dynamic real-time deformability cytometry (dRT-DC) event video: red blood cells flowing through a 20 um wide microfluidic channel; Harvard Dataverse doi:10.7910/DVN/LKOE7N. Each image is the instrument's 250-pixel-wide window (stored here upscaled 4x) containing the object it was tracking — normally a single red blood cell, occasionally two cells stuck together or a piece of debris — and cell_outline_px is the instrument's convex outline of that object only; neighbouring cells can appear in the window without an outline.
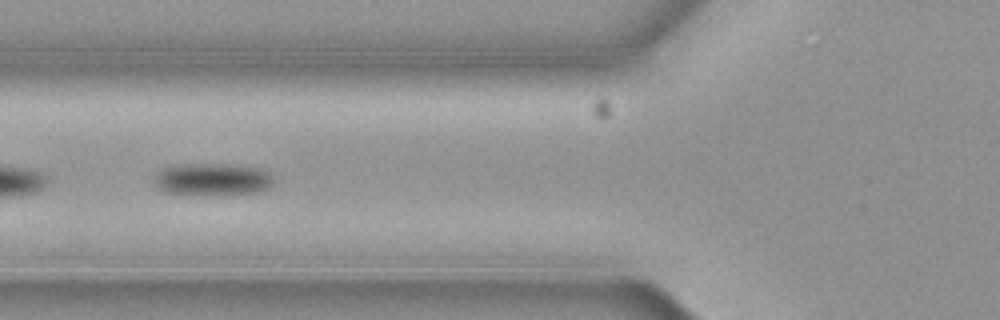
{"species": "common noctule bat (a hibernating species)", "species_latin": "Nyctalus noctula", "temperature_condition": "cold", "stored_images_in_passage": 9, "camera_frame_rate_fps": 3000, "um_per_image_px": 0.085, "animal": {"sex": "female", "body_mass_g": 19.3, "forearm_length_mm": 54.1}, "frame": {"image": 1, "passage_image": 4, "time_ms": 1.0, "image_size_px": [1000, 320], "cell_outline_px": [[272, 184], [268, 188], [260, 192], [224, 196], [164, 192], [156, 188], [152, 180], [164, 168], [180, 164], [228, 164], [260, 168], [268, 172], [272, 176]], "centroid_in_image_um": [18.07, 15.27], "position_along_channel_um": 107.7, "area_um2": 22.83}}
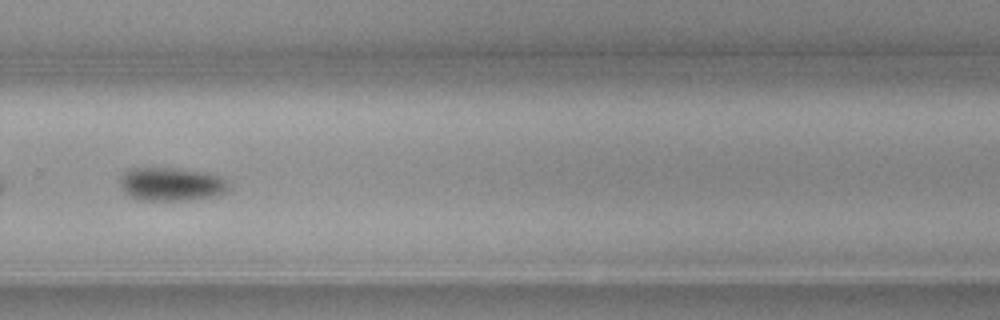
{"frame": {"image": 2, "passage_image": 9, "time_ms": 2.667, "image_size_px": [1000, 320], "cell_outline_px": [[228, 188], [224, 192], [216, 196], [188, 200], [140, 200], [124, 192], [120, 188], [120, 180], [124, 172], [128, 168], [172, 168], [208, 172], [220, 176], [228, 184]], "centroid_in_image_um": [14.54, 15.65], "position_along_channel_um": 315.3, "area_um2": 21.15}}